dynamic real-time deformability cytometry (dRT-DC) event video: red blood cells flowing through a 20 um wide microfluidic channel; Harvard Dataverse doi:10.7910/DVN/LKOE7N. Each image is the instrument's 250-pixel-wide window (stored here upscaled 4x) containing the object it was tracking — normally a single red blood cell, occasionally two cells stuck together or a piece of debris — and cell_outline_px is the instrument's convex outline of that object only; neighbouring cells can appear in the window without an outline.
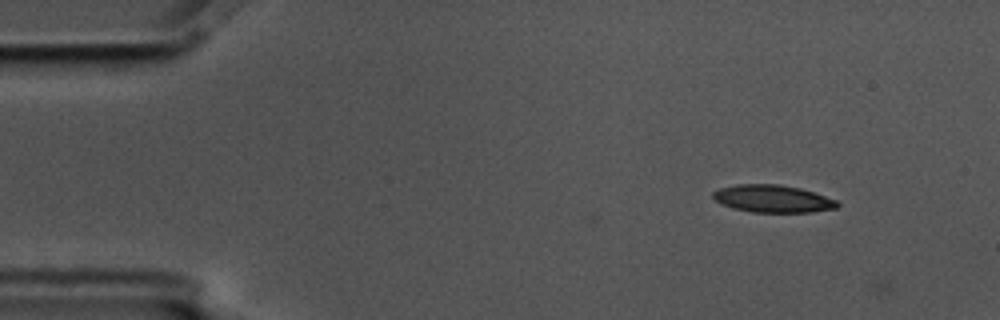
{"species": "common noctule bat (a hibernating species)", "species_latin": "Nyctalus noctula", "temperature_condition": "cold", "stored_images_in_passage": 5, "camera_frame_rate_fps": 3000, "um_per_image_px": 0.085, "animal": {"sex": "male", "body_mass_g": 17.5, "forearm_length_mm": 52.3}, "frame": {"image": 1, "passage_image": 3, "time_ms": 0.667, "image_size_px": [1000, 320], "cell_outline_px": [[840, 204], [836, 208], [812, 212], [752, 212], [732, 208], [720, 204], [712, 196], [712, 192], [720, 188], [736, 184], [780, 184], [800, 188], [836, 200]], "centroid_in_image_um": [65.65, 16.89], "position_along_channel_um": 19.4, "area_um2": 19.88}}